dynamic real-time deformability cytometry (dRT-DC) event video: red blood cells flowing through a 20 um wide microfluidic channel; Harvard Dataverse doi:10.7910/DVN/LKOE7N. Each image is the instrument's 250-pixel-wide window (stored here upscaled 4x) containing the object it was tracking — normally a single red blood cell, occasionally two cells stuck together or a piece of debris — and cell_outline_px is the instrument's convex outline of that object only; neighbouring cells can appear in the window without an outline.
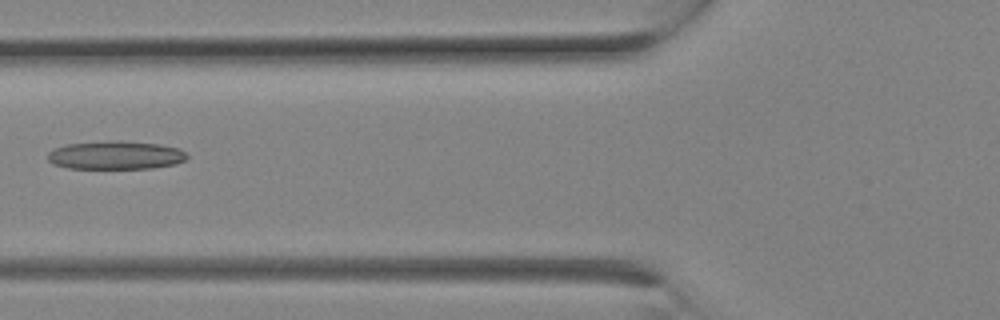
{"species": "Egyptian fruit bat (a non-hibernating species)", "species_latin": "Rousettus aegyptiacus", "temperature_condition": "room temperature", "stored_images_in_passage": 25, "camera_frame_rate_fps": 3000, "um_per_image_px": 0.085, "animal": {"sex": "female"}, "frame": {"image": 1, "passage_image": 10, "time_ms": 3.0, "image_size_px": [1000, 320], "cell_outline_px": [[188, 156], [184, 160], [176, 164], [152, 168], [68, 168], [52, 164], [48, 160], [48, 152], [52, 148], [68, 144], [108, 140], [120, 140], [160, 144], [180, 148]], "centroid_in_image_um": [9.81, 13.18], "position_along_channel_um": 116.0, "area_um2": 23.24}}
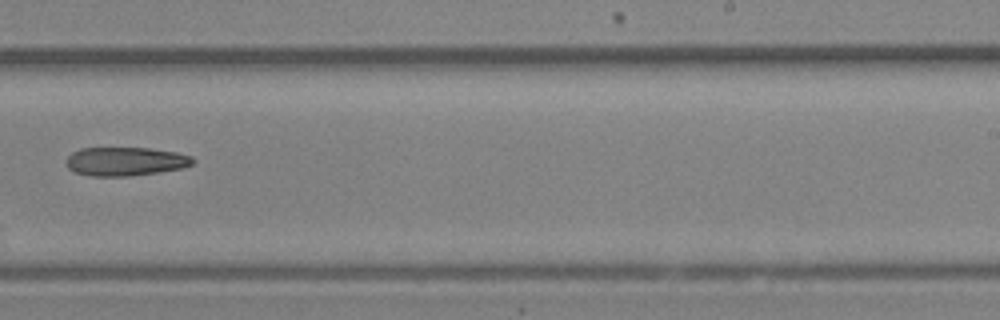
{"frame": {"image": 2, "passage_image": 16, "time_ms": 5.0, "image_size_px": [1000, 320], "cell_outline_px": [[196, 160], [192, 164], [184, 168], [128, 176], [92, 176], [76, 172], [68, 168], [68, 156], [72, 152], [80, 148], [148, 148], [176, 152], [192, 156]], "centroid_in_image_um": [10.69, 13.71], "position_along_channel_um": 278.3, "area_um2": 21.04}}
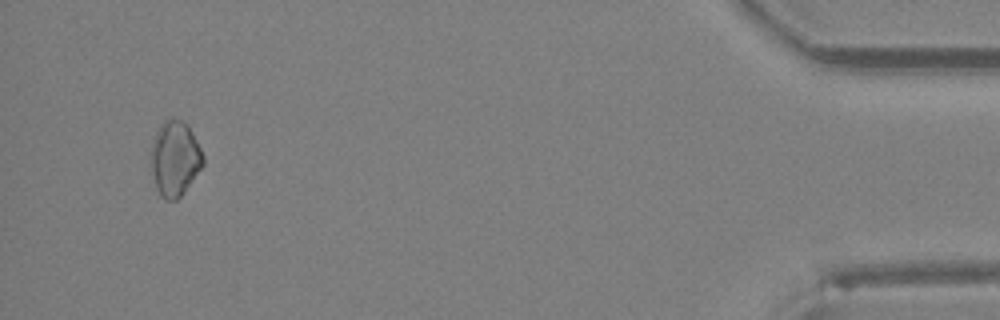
{"frame": {"image": 3, "passage_image": 24, "time_ms": 7.667, "image_size_px": [1000, 320], "cell_outline_px": [[204, 164], [180, 196], [176, 200], [164, 200], [160, 196], [156, 188], [152, 172], [152, 144], [156, 132], [160, 124], [164, 120], [180, 120], [188, 124], [204, 156]], "centroid_in_image_um": [14.87, 13.48], "position_along_channel_um": 420.3, "area_um2": 22.43}}